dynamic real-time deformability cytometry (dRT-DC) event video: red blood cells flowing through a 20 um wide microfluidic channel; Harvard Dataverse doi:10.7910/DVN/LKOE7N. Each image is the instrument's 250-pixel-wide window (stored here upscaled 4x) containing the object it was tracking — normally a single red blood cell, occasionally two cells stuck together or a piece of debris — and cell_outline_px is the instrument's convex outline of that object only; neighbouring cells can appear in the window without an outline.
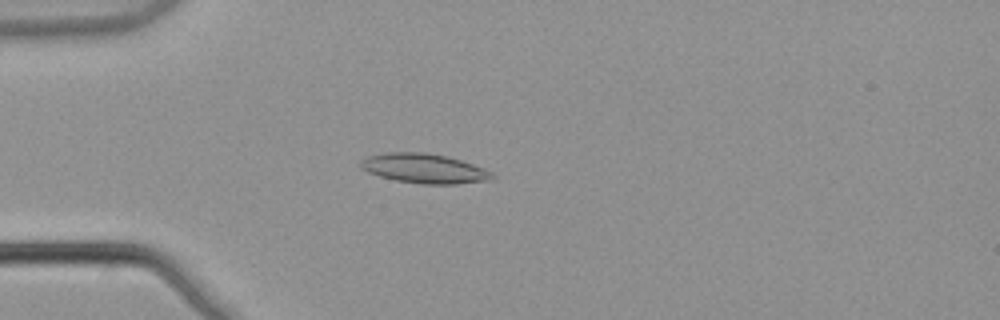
{"species": "common noctule bat (a hibernating species)", "species_latin": "Nyctalus noctula", "temperature_condition": "warm", "stored_images_in_passage": 7, "camera_frame_rate_fps": 3000, "um_per_image_px": 0.085, "animal": {"sex": "male", "body_mass_g": 21.5, "forearm_length_mm": 52.0}, "frame": {"image": 1, "passage_image": 5, "time_ms": 1.333, "image_size_px": [1000, 320], "cell_outline_px": [[496, 176], [492, 180], [456, 184], [420, 184], [396, 180], [380, 176], [368, 172], [360, 168], [360, 160], [368, 156], [388, 152], [424, 152], [448, 156], [484, 168], [492, 172]], "centroid_in_image_um": [36.07, 14.32], "position_along_channel_um": 48.9, "area_um2": 22.77}}